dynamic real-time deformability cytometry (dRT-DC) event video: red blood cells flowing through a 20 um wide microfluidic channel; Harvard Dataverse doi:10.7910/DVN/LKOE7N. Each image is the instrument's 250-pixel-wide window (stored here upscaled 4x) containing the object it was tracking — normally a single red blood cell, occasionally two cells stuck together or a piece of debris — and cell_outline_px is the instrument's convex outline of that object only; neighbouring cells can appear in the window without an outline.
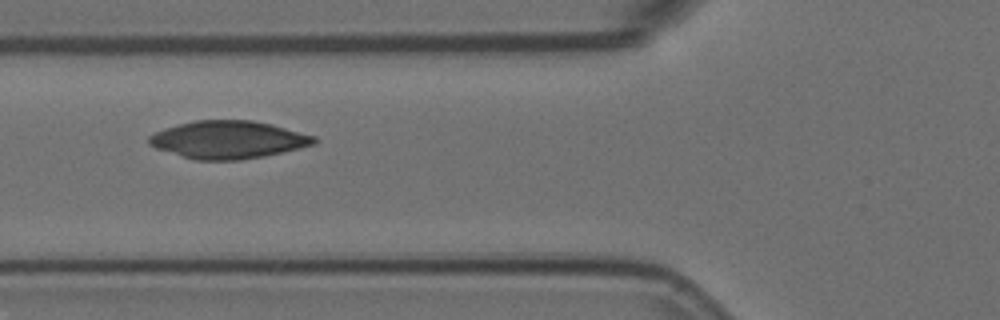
{"species": "Egyptian fruit bat (a non-hibernating species)", "species_latin": "Rousettus aegyptiacus", "temperature_condition": "room temperature", "stored_images_in_passage": 11, "camera_frame_rate_fps": 3000, "um_per_image_px": 0.085, "animal": {"sex": "female"}, "frame": {"image": 1, "passage_image": 2, "time_ms": 0.333, "image_size_px": [1000, 320], "cell_outline_px": [[320, 140], [316, 144], [264, 156], [240, 160], [196, 160], [156, 148], [148, 144], [148, 136], [164, 128], [196, 120], [252, 120], [272, 124], [316, 136]], "centroid_in_image_um": [19.43, 11.87], "position_along_channel_um": 106.4, "area_um2": 36.24}}
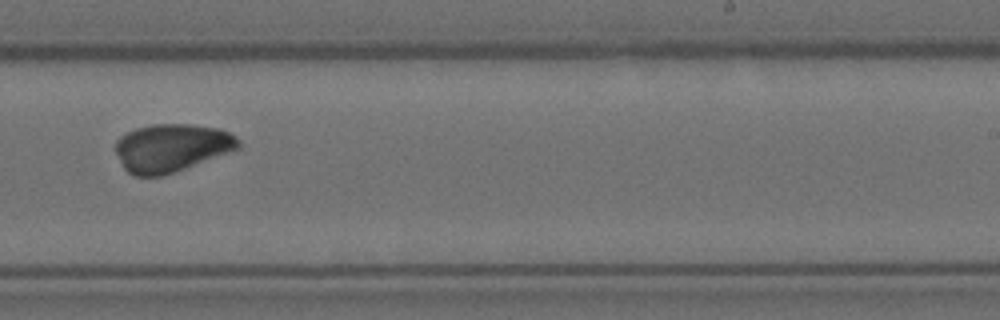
{"frame": {"image": 2, "passage_image": 6, "time_ms": 1.667, "image_size_px": [1000, 320], "cell_outline_px": [[240, 148], [184, 168], [160, 176], [132, 176], [124, 168], [116, 152], [116, 140], [120, 136], [136, 128], [152, 124], [192, 124], [220, 128], [236, 136], [240, 140]], "centroid_in_image_um": [14.58, 12.54], "position_along_channel_um": 274.4, "area_um2": 34.16}}
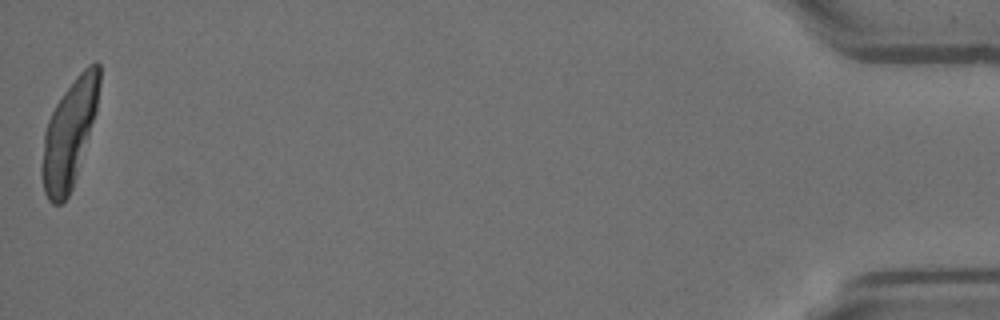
{"frame": {"image": 3, "passage_image": 11, "time_ms": 3.333, "image_size_px": [1000, 320], "cell_outline_px": [[100, 84], [96, 112], [76, 176], [72, 188], [68, 196], [60, 204], [52, 204], [48, 200], [44, 192], [40, 176], [40, 168], [44, 132], [48, 120], [56, 104], [64, 92], [76, 76], [88, 64], [96, 60], [100, 64]], "centroid_in_image_um": [5.87, 11.36], "position_along_channel_um": 429.3, "area_um2": 35.78}}